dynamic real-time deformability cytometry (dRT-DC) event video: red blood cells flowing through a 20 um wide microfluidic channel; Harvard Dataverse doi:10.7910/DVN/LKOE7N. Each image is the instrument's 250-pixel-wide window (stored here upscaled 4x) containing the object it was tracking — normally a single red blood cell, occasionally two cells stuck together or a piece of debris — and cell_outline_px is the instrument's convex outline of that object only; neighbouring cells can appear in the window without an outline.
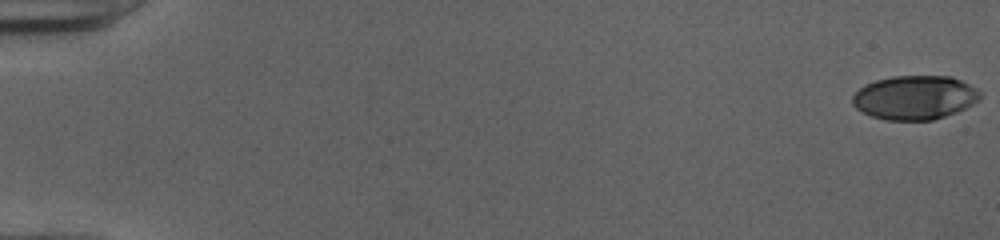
{"species": "human", "species_latin": "Homo sapiens", "temperature_condition": "cold", "stored_images_in_passage": 52, "camera_frame_rate_fps": 3000, "um_per_image_px": 0.085, "donor": {"sex": "female"}, "frame": {"image": 1, "passage_image": 1, "time_ms": 0.0, "image_size_px": [1000, 240], "cell_outline_px": [[980, 100], [956, 112], [932, 120], [888, 120], [872, 116], [856, 108], [852, 104], [852, 96], [864, 84], [876, 80], [892, 76], [952, 76], [976, 88], [980, 92]], "centroid_in_image_um": [77.74, 8.28], "position_along_channel_um": 7.3, "area_um2": 32.6}}
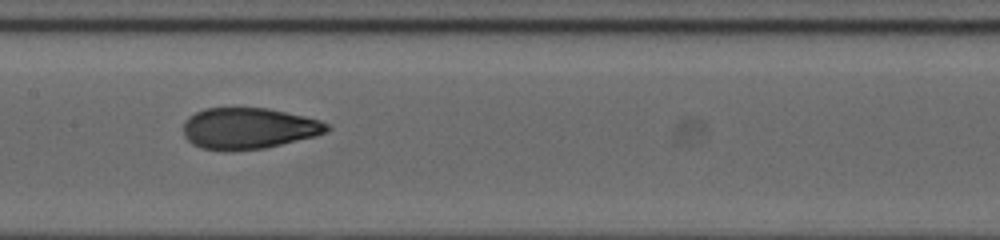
{"frame": {"image": 2, "passage_image": 28, "time_ms": 9.0, "image_size_px": [1000, 240], "cell_outline_px": [[332, 128], [328, 132], [316, 136], [264, 148], [228, 152], [200, 148], [192, 144], [184, 136], [184, 120], [188, 116], [204, 108], [268, 108], [304, 116], [320, 120], [328, 124]], "centroid_in_image_um": [21.12, 10.92], "position_along_channel_um": 186.3, "area_um2": 34.85}}
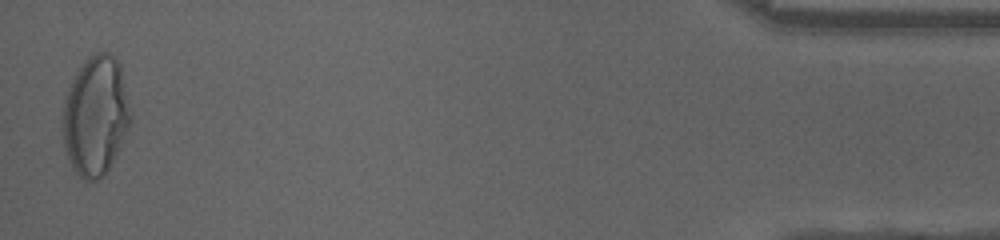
{"frame": {"image": 3, "passage_image": 52, "time_ms": 17.0, "image_size_px": [1000, 240], "cell_outline_px": [[132, 124], [112, 164], [104, 176], [96, 180], [84, 180], [72, 168], [68, 160], [64, 148], [60, 120], [64, 100], [68, 88], [76, 72], [88, 56], [92, 52], [104, 52], [112, 56], [120, 64], [132, 112]], "centroid_in_image_um": [8.12, 9.87], "position_along_channel_um": 427.1, "area_um2": 48.32}, "authors_computed_cell_mechanics": {"area_um2": 34.5355, "velocity_mm_per_s": 4.0166, "shape_relaxation_time_tau1_ms": 7.7383, "shape_relaxation_time_tau2_ms": 0.8485, "deformation_change_tau1": 0.2938, "deformation_change_tau2": 0.0597}}